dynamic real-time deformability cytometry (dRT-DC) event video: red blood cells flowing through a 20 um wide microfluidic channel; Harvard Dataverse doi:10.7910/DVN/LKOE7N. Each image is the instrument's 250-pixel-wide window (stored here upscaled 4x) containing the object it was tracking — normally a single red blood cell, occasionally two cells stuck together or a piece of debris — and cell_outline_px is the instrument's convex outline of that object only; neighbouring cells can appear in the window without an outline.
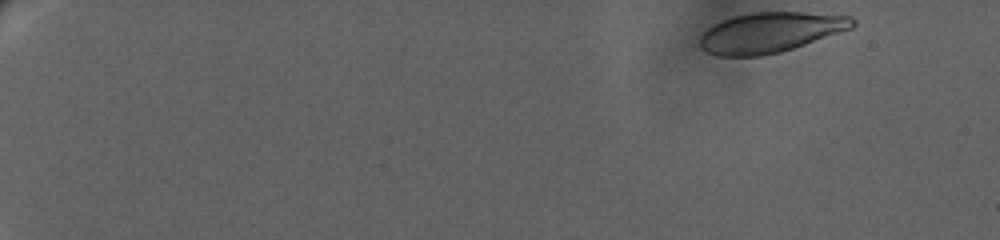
{"species": "human", "species_latin": "Homo sapiens", "temperature_condition": "warm", "stored_images_in_passage": 57, "camera_frame_rate_fps": 3000, "um_per_image_px": 0.085, "donor": {"sex": "female"}, "frame": {"image": 1, "passage_image": 1, "time_ms": 0.0, "image_size_px": [1000, 240], "cell_outline_px": [[856, 24], [852, 28], [780, 52], [760, 56], [716, 56], [700, 48], [700, 32], [712, 24], [736, 16], [752, 12], [804, 12], [852, 16], [856, 20]], "centroid_in_image_um": [65.44, 2.75], "position_along_channel_um": 19.6, "area_um2": 35.78}}
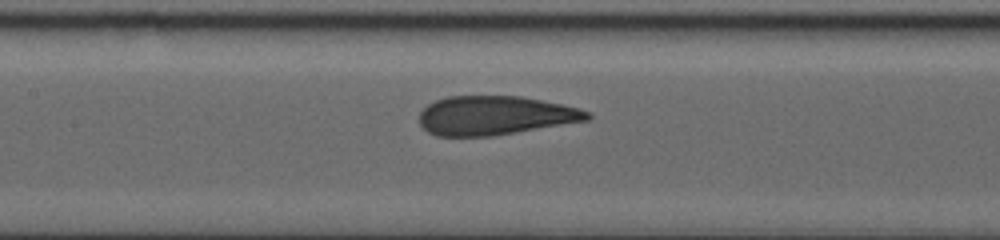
{"frame": {"image": 2, "passage_image": 31, "time_ms": 11.333, "image_size_px": [1000, 240], "cell_outline_px": [[592, 116], [588, 120], [492, 136], [436, 136], [428, 132], [420, 124], [420, 112], [428, 104], [436, 100], [448, 96], [520, 96], [580, 108], [592, 112]], "centroid_in_image_um": [42.08, 9.81], "position_along_channel_um": 165.3, "area_um2": 38.03}}
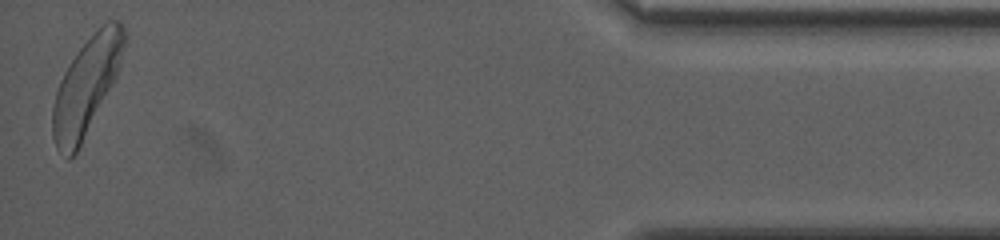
{"frame": {"image": 3, "passage_image": 57, "time_ms": 22.333, "image_size_px": [1000, 240], "cell_outline_px": [[128, 36], [116, 76], [76, 152], [68, 160], [56, 148], [52, 136], [52, 108], [56, 92], [60, 80], [64, 72], [80, 48], [96, 28], [108, 20], [120, 20], [128, 32]], "centroid_in_image_um": [7.36, 7.25], "position_along_channel_um": 427.8, "area_um2": 40.06}, "authors_computed_cell_mechanics": {"area_um2": 38.4948, "velocity_mm_per_s": 2.9279, "shape_relaxation_time_tau1_ms": 5.0637, "shape_relaxation_time_tau2_ms": null, "deformation_change_tau1": 0.1781, "deformation_change_tau2": null}}